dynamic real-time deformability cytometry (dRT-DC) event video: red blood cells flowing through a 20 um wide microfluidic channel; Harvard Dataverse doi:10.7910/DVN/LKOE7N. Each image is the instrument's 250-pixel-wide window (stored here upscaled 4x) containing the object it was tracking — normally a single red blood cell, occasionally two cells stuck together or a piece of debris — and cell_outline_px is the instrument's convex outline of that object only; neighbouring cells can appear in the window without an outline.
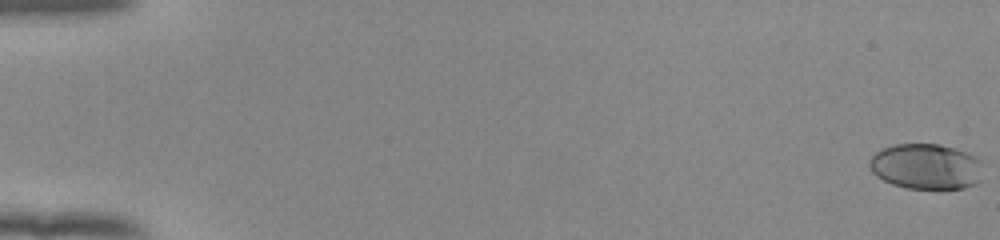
{"species": "human", "species_latin": "Homo sapiens", "temperature_condition": "room temperature", "stored_images_in_passage": 49, "camera_frame_rate_fps": 3000, "um_per_image_px": 0.085, "donor": {"sex": "female"}, "frame": {"image": 1, "passage_image": 1, "time_ms": 0.0, "image_size_px": [1000, 240], "cell_outline_px": [[980, 180], [976, 184], [964, 188], [908, 188], [892, 184], [876, 176], [872, 172], [868, 164], [868, 160], [876, 152], [884, 148], [896, 144], [940, 144], [968, 152], [976, 156], [980, 160]], "centroid_in_image_um": [78.7, 14.14], "position_along_channel_um": 6.3, "area_um2": 30.11}}
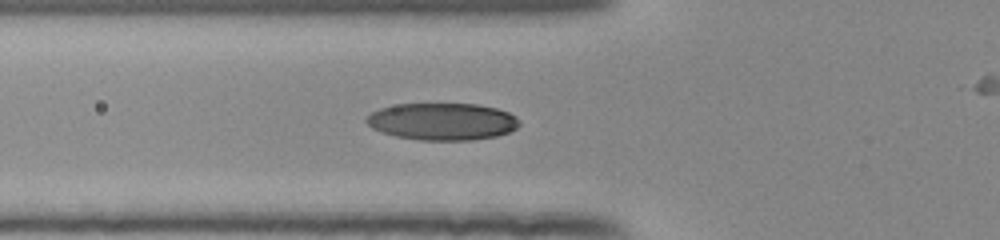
{"frame": {"image": 2, "passage_image": 22, "time_ms": 7.0, "image_size_px": [1000, 240], "cell_outline_px": [[520, 124], [516, 128], [508, 132], [496, 136], [472, 140], [420, 140], [396, 136], [380, 132], [372, 128], [364, 120], [372, 112], [380, 108], [396, 104], [476, 104], [496, 108], [508, 112], [516, 116], [520, 120]], "centroid_in_image_um": [37.6, 10.33], "position_along_channel_um": 88.2, "area_um2": 33.12}}
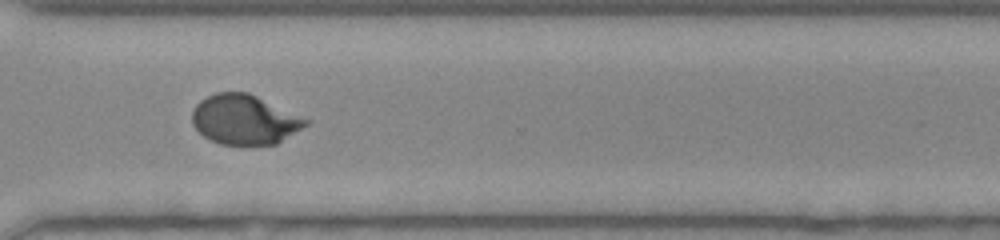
{"frame": {"image": 3, "passage_image": 42, "time_ms": 13.667, "image_size_px": [1000, 240], "cell_outline_px": [[312, 120], [308, 124], [276, 144], [220, 144], [208, 140], [192, 124], [192, 112], [196, 104], [200, 100], [216, 92], [248, 92]], "centroid_in_image_um": [20.78, 10.15], "position_along_channel_um": 349.8, "area_um2": 32.89}}